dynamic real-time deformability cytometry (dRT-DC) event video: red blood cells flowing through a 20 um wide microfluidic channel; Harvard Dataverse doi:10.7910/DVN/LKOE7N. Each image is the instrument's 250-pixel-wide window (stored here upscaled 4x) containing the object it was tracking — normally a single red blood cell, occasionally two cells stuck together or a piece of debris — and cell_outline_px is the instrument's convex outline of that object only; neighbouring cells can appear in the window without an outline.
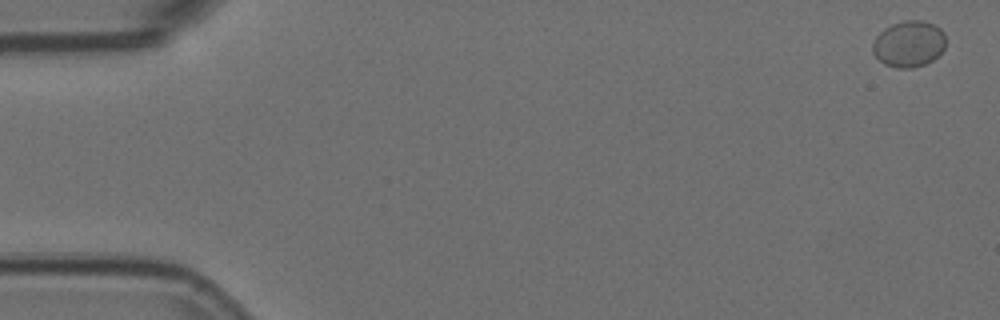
{"species": "Egyptian fruit bat (a non-hibernating species)", "species_latin": "Rousettus aegyptiacus", "temperature_condition": "room temperature", "stored_images_in_passage": 4, "camera_frame_rate_fps": 3000, "um_per_image_px": 0.085, "animal": {"sex": "female"}, "frame": {"image": 1, "passage_image": 1, "time_ms": 0.0, "image_size_px": [1000, 320], "cell_outline_px": [[944, 48], [932, 60], [924, 64], [912, 68], [896, 68], [884, 64], [872, 52], [872, 44], [876, 36], [884, 28], [892, 24], [904, 20], [924, 20], [940, 28], [944, 32]], "centroid_in_image_um": [77.22, 3.72], "position_along_channel_um": 7.8, "area_um2": 19.65}}